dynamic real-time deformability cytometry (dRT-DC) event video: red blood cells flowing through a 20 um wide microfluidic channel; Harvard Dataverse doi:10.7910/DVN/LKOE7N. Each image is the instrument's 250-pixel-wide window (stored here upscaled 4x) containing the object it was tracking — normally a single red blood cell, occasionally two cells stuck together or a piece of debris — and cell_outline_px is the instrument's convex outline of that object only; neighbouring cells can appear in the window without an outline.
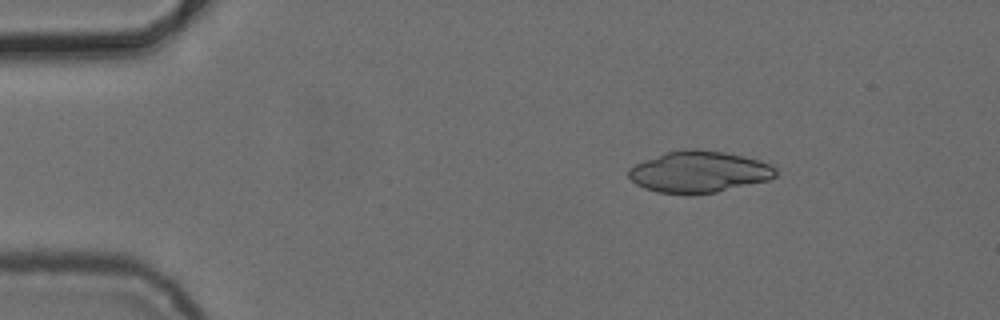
{"species": "common noctule bat (a hibernating species)", "species_latin": "Nyctalus noctula", "temperature_condition": "cold", "stored_images_in_passage": 4, "camera_frame_rate_fps": 3000, "um_per_image_px": 0.085, "animal": {"sex": "female", "body_mass_g": 24.6, "forearm_length_mm": 56.2}, "frame": {"image": 1, "passage_image": 2, "time_ms": 1.333, "image_size_px": [1000, 320], "cell_outline_px": [[776, 176], [772, 180], [716, 192], [656, 192], [644, 188], [636, 184], [628, 176], [628, 168], [644, 160], [668, 152], [684, 148], [692, 148], [724, 152], [744, 156], [760, 160], [776, 168]], "centroid_in_image_um": [59.45, 14.58], "position_along_channel_um": 25.6, "area_um2": 35.2}}